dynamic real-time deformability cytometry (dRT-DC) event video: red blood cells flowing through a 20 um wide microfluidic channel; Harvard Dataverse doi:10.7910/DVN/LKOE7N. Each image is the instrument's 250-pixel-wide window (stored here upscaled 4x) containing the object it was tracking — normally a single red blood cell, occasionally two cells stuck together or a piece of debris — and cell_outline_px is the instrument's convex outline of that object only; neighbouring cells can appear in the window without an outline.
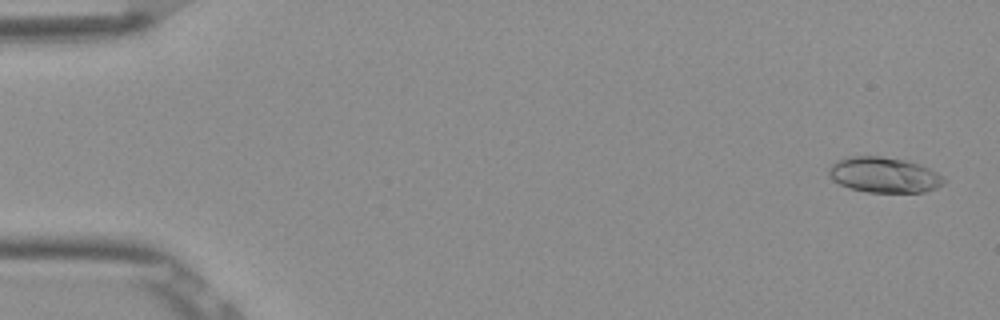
{"species": "Egyptian fruit bat (a non-hibernating species)", "species_latin": "Rousettus aegyptiacus", "temperature_condition": "room temperature", "stored_images_in_passage": 5, "camera_frame_rate_fps": 3000, "um_per_image_px": 0.085, "frame": {"image": 1, "passage_image": 1, "time_ms": 0.0, "image_size_px": [1000, 320], "cell_outline_px": [[948, 180], [944, 184], [936, 188], [924, 192], [868, 192], [848, 188], [832, 180], [828, 176], [828, 168], [836, 160], [848, 156], [880, 156], [904, 160], [920, 164], [936, 172]], "centroid_in_image_um": [75.12, 14.87], "position_along_channel_um": 9.9, "area_um2": 23.99}}
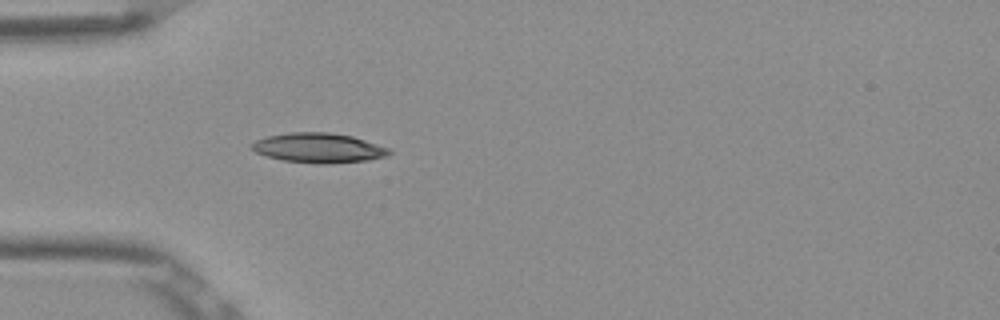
{"frame": {"image": 2, "passage_image": 5, "time_ms": 1.333, "image_size_px": [1000, 320], "cell_outline_px": [[392, 152], [388, 156], [368, 160], [324, 164], [320, 164], [284, 160], [268, 156], [256, 152], [252, 148], [252, 144], [256, 140], [268, 136], [292, 132], [328, 132], [352, 136], [388, 148]], "centroid_in_image_um": [27.1, 12.57], "position_along_channel_um": 57.9, "area_um2": 23.47}}